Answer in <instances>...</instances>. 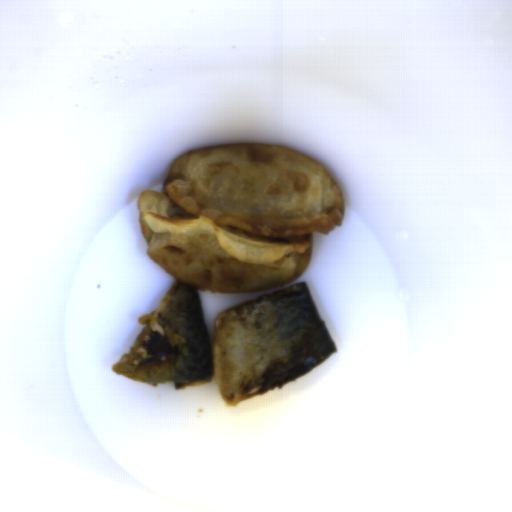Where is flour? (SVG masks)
<instances>
[{
    "label": "flour",
    "instance_id": "flour-1",
    "mask_svg": "<svg viewBox=\"0 0 512 512\" xmlns=\"http://www.w3.org/2000/svg\"><path fill=\"white\" fill-rule=\"evenodd\" d=\"M137 200L146 255L174 280L215 293L291 284L313 233L341 226L343 193L322 163L266 143L202 147L176 158Z\"/></svg>",
    "mask_w": 512,
    "mask_h": 512
}]
</instances>
